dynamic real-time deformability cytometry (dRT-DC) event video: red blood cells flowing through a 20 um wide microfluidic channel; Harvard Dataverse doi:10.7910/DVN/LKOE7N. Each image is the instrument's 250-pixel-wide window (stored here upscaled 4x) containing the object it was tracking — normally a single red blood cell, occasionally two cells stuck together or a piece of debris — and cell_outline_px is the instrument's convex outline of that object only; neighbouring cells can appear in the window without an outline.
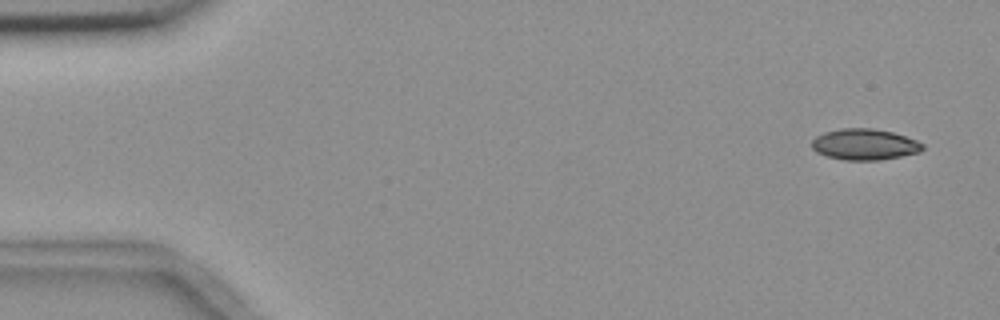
{"species": "common noctule bat (a hibernating species)", "species_latin": "Nyctalus noctula", "temperature_condition": "room temperature", "stored_images_in_passage": 4, "camera_frame_rate_fps": 3000, "um_per_image_px": 0.085, "animal": {"sex": "female", "body_mass_g": 18.4}, "frame": {"image": 1, "passage_image": 1, "time_ms": 0.0, "image_size_px": [1000, 320], "cell_outline_px": [[924, 148], [920, 152], [880, 160], [844, 160], [828, 156], [816, 152], [812, 148], [812, 140], [816, 136], [824, 132], [840, 128], [872, 128], [892, 132], [916, 140], [924, 144]], "centroid_in_image_um": [73.48, 12.27], "position_along_channel_um": 11.5, "area_um2": 20.06}}
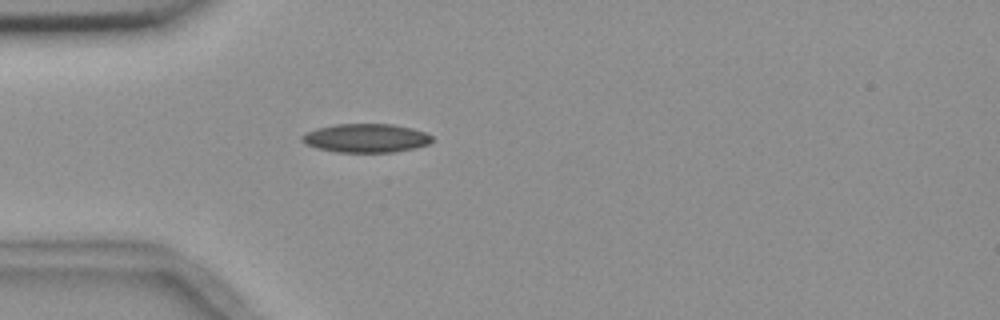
{"frame": {"image": 2, "passage_image": 4, "time_ms": 4.333, "image_size_px": [1000, 320], "cell_outline_px": [[432, 140], [428, 144], [416, 148], [392, 152], [336, 152], [316, 148], [304, 144], [300, 140], [300, 136], [316, 128], [336, 124], [392, 124], [412, 128], [424, 132], [432, 136]], "centroid_in_image_um": [31.07, 11.74], "position_along_channel_um": 53.9, "area_um2": 21.85}}